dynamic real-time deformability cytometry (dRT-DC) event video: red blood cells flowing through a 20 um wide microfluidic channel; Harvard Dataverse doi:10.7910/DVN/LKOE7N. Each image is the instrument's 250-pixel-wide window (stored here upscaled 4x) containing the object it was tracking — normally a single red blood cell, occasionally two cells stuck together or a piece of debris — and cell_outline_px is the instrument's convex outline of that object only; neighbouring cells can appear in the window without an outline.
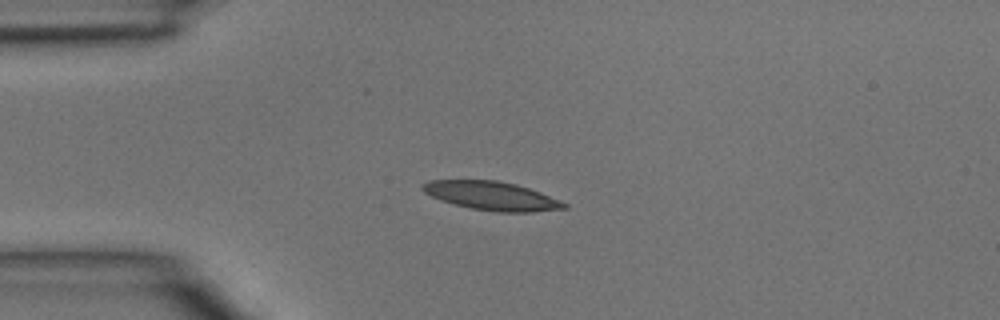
{"species": "common noctule bat (a hibernating species)", "species_latin": "Nyctalus noctula", "temperature_condition": "room temperature", "stored_images_in_passage": 35, "camera_frame_rate_fps": 3000, "um_per_image_px": 0.085, "animal": {"sex": "male", "body_mass_g": 15.6}, "frame": {"image": 1, "passage_image": 1, "time_ms": 0.0, "image_size_px": [1000, 320], "cell_outline_px": [[568, 208], [532, 212], [496, 212], [472, 208], [440, 200], [424, 192], [420, 188], [420, 184], [428, 180], [496, 180], [516, 184], [540, 192], [560, 200], [568, 204]], "centroid_in_image_um": [41.78, 16.64], "position_along_channel_um": 43.2, "area_um2": 23.64}}
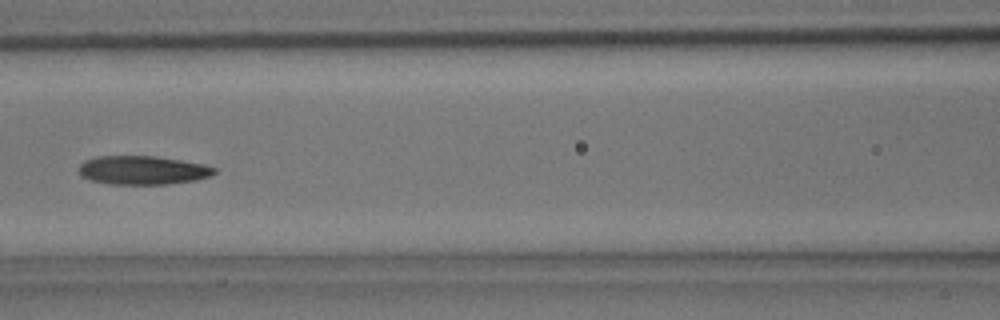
{"frame": {"image": 2, "passage_image": 10, "time_ms": 3.0, "image_size_px": [1000, 320], "cell_outline_px": [[216, 172], [212, 176], [196, 180], [168, 184], [108, 184], [92, 180], [84, 176], [80, 172], [80, 164], [84, 160], [96, 156], [156, 156], [204, 164], [216, 168]], "centroid_in_image_um": [12.17, 14.46], "position_along_channel_um": 154.4, "area_um2": 22.66}}
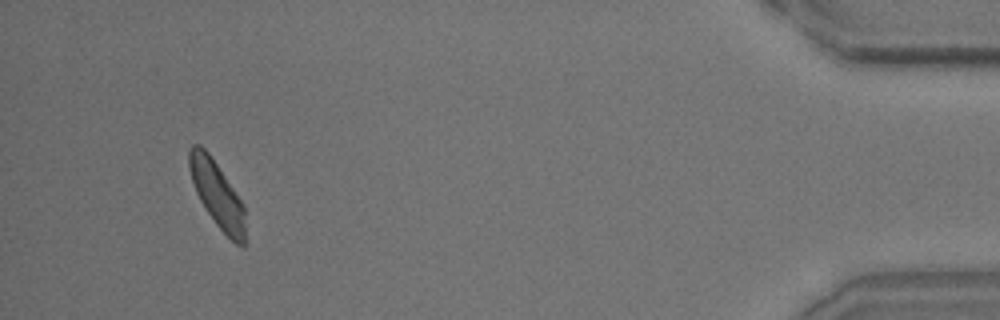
{"frame": {"image": 3, "passage_image": 33, "time_ms": 10.667, "image_size_px": [1000, 320], "cell_outline_px": [[244, 248], [236, 244], [216, 224], [200, 200], [196, 192], [188, 168], [188, 148], [192, 144], [200, 144], [208, 152], [244, 204]], "centroid_in_image_um": [18.43, 16.47], "position_along_channel_um": 416.8, "area_um2": 21.21}}